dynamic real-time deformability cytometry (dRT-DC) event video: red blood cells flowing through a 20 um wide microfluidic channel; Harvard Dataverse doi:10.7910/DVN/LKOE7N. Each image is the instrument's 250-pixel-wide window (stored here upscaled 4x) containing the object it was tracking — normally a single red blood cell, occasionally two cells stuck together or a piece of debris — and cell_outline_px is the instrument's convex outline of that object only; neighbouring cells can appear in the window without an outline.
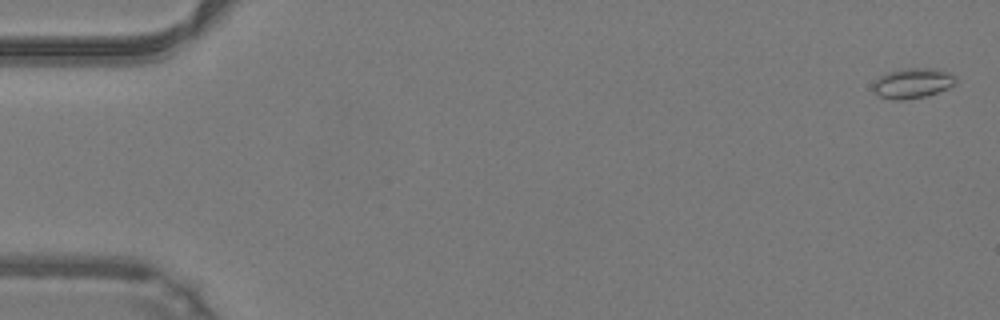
{"species": "common noctule bat (a hibernating species)", "species_latin": "Nyctalus noctula", "temperature_condition": "warm", "stored_images_in_passage": 50, "camera_frame_rate_fps": 3000, "um_per_image_px": 0.085, "animal": {"sex": "male", "body_mass_g": 19.2, "forearm_length_mm": 51.8}, "frame": {"image": 1, "passage_image": 2, "time_ms": 0.333, "image_size_px": [1000, 320], "cell_outline_px": [[956, 84], [948, 88], [924, 96], [904, 100], [896, 100], [880, 96], [872, 88], [872, 84], [880, 76], [888, 72], [900, 68], [936, 68], [948, 72], [956, 76]], "centroid_in_image_um": [77.58, 7.05], "position_along_channel_um": 7.4, "area_um2": 14.51}}
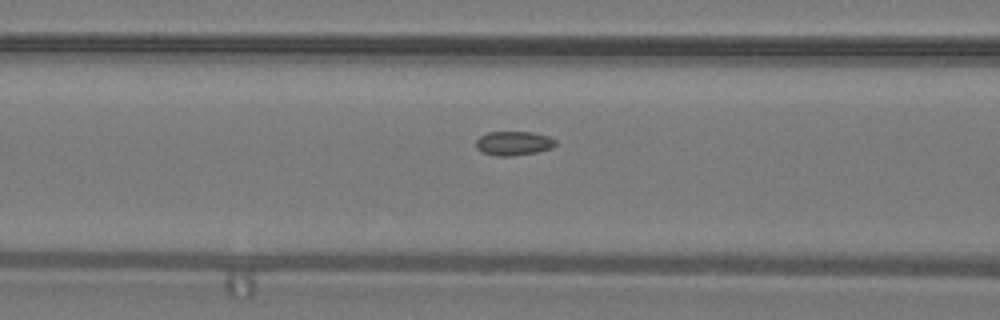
{"frame": {"image": 2, "passage_image": 21, "time_ms": 6.667, "image_size_px": [1000, 320], "cell_outline_px": [[556, 144], [552, 148], [536, 152], [512, 156], [496, 156], [484, 152], [476, 148], [476, 140], [480, 136], [488, 132], [532, 132], [548, 136], [556, 140]], "centroid_in_image_um": [43.66, 12.18], "position_along_channel_um": 122.9, "area_um2": 11.16}}
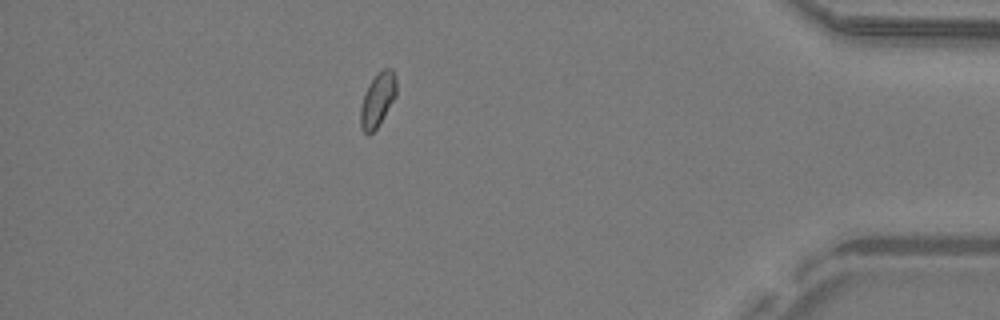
{"frame": {"image": 3, "passage_image": 44, "time_ms": 14.333, "image_size_px": [1000, 320], "cell_outline_px": [[396, 96], [376, 128], [368, 136], [360, 128], [360, 108], [364, 92], [368, 84], [376, 72], [384, 68], [392, 68], [396, 76]], "centroid_in_image_um": [32.08, 8.44], "position_along_channel_um": 403.1, "area_um2": 11.44}, "authors_computed_cell_mechanics": {"area_um2": 11.4733, "velocity_mm_per_s": 4.2374, "shape_relaxation_time_tau1_ms": null, "shape_relaxation_time_tau2_ms": 4.0821, "deformation_change_tau1": null, "deformation_change_tau2": 0.0761}}